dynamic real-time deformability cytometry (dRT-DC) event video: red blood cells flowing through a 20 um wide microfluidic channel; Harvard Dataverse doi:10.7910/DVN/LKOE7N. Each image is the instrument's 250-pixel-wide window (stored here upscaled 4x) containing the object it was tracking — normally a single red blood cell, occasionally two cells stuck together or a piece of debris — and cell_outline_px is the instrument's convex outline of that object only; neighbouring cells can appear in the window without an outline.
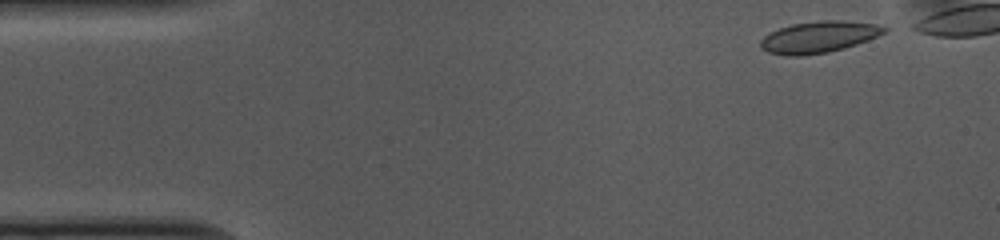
{"species": "common noctule bat (a hibernating species)", "species_latin": "Nyctalus noctula", "temperature_condition": "cold", "stored_images_in_passage": 41, "camera_frame_rate_fps": 3000, "um_per_image_px": 0.085, "animal": {"sex": "female", "body_mass_g": 10.0, "forearm_length_mm": 53.1}, "frame": {"image": 1, "passage_image": 2, "time_ms": 0.333, "image_size_px": [1000, 240], "cell_outline_px": [[888, 32], [868, 40], [844, 48], [828, 52], [800, 56], [784, 56], [768, 52], [760, 48], [760, 40], [768, 32], [792, 24], [820, 20], [840, 20], [876, 24], [888, 28]], "centroid_in_image_um": [69.58, 3.15], "position_along_channel_um": 15.4, "area_um2": 22.89}}
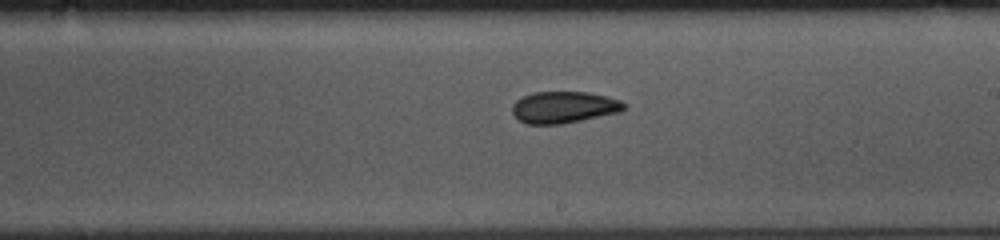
{"frame": {"image": 2, "passage_image": 27, "time_ms": 8.667, "image_size_px": [1000, 240], "cell_outline_px": [[624, 108], [620, 112], [560, 124], [524, 124], [512, 112], [512, 104], [516, 100], [532, 92], [588, 92], [608, 96], [620, 100], [624, 104]], "centroid_in_image_um": [47.91, 9.11], "position_along_channel_um": 241.1, "area_um2": 20.52}}
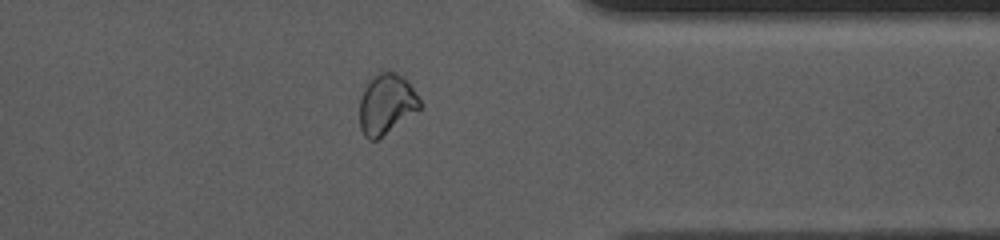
{"frame": {"image": 3, "passage_image": 39, "time_ms": 12.667, "image_size_px": [1000, 240], "cell_outline_px": [[424, 104], [420, 108], [376, 140], [368, 140], [364, 136], [360, 128], [360, 96], [368, 76], [380, 72], [396, 72], [408, 80]], "centroid_in_image_um": [32.82, 8.8], "position_along_channel_um": 378.6, "area_um2": 21.44}}